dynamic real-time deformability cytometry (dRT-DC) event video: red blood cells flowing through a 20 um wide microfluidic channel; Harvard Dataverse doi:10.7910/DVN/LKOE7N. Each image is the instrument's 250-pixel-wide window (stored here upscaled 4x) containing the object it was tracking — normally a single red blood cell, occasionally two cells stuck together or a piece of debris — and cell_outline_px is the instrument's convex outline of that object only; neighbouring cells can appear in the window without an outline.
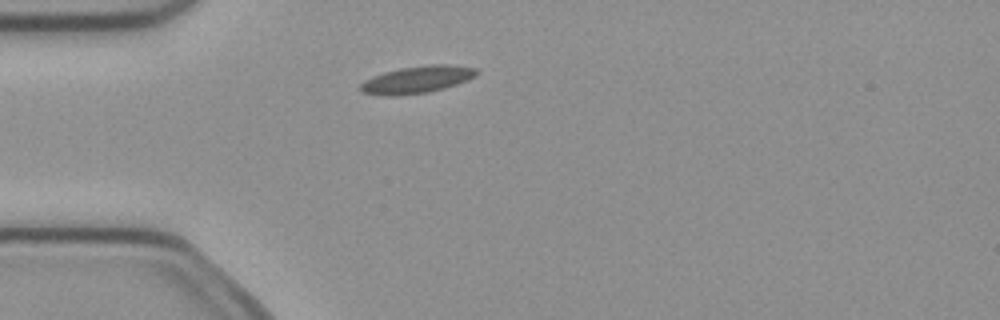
{"species": "common noctule bat (a hibernating species)", "species_latin": "Nyctalus noctula", "temperature_condition": "cold", "stored_images_in_passage": 1, "camera_frame_rate_fps": 3000, "um_per_image_px": 0.085, "animal": {"sex": "female", "body_mass_g": 21.9}, "frame": {"image": 1, "passage_image": 1, "time_ms": 0.0, "image_size_px": [1000, 320], "cell_outline_px": [[480, 72], [476, 76], [468, 80], [444, 88], [428, 92], [396, 96], [388, 96], [360, 92], [360, 84], [364, 80], [372, 76], [384, 72], [400, 68], [428, 64], [448, 64], [476, 68]], "centroid_in_image_um": [35.45, 6.76], "position_along_channel_um": 49.5, "area_um2": 18.55}}